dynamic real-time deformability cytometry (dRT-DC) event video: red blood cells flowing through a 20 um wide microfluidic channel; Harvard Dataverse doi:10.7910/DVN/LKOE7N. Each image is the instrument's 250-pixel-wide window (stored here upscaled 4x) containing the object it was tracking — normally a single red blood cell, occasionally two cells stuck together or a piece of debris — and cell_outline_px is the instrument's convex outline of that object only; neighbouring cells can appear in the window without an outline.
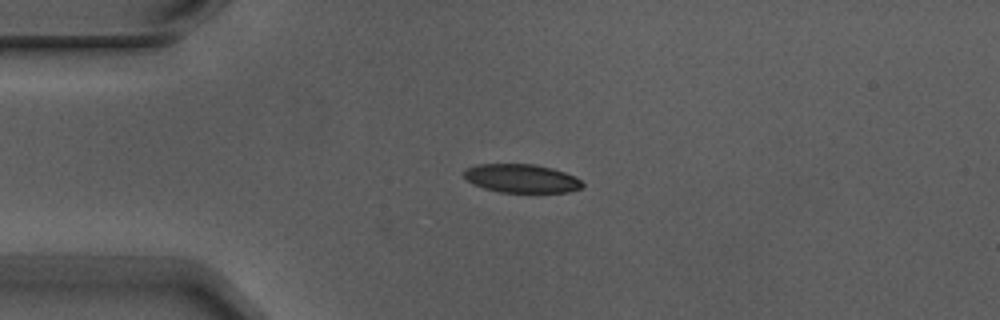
{"species": "Egyptian fruit bat (a non-hibernating species)", "species_latin": "Rousettus aegyptiacus", "temperature_condition": "warm", "stored_images_in_passage": 4, "camera_frame_rate_fps": 3000, "um_per_image_px": 0.085, "animal": {"sex": "male"}, "frame": {"image": 1, "passage_image": 3, "time_ms": 0.667, "image_size_px": [1000, 320], "cell_outline_px": [[584, 184], [580, 188], [568, 192], [500, 192], [484, 188], [472, 184], [464, 180], [464, 168], [476, 164], [532, 164], [552, 168], [564, 172], [580, 180]], "centroid_in_image_um": [44.25, 15.16], "position_along_channel_um": 40.7, "area_um2": 19.71}}